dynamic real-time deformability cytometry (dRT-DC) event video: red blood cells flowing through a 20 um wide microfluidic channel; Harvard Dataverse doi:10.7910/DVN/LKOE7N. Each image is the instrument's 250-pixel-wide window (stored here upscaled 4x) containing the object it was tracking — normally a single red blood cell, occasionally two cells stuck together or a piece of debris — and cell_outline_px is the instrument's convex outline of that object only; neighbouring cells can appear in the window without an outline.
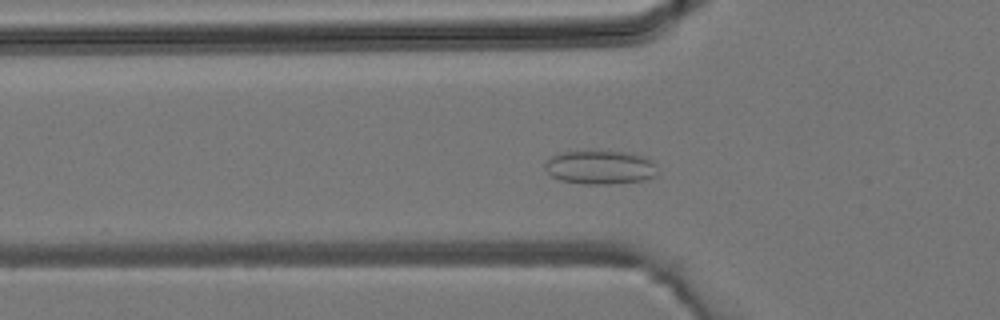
{"species": "common noctule bat (a hibernating species)", "species_latin": "Nyctalus noctula", "temperature_condition": "room temperature", "stored_images_in_passage": 40, "camera_frame_rate_fps": 3000, "um_per_image_px": 0.085, "animal": {"sex": "male", "body_mass_g": 19.2, "forearm_length_mm": 51.8}, "frame": {"image": 1, "passage_image": 12, "time_ms": 3.667, "image_size_px": [1000, 320], "cell_outline_px": [[656, 176], [644, 180], [608, 184], [584, 184], [560, 180], [552, 176], [544, 168], [544, 164], [552, 156], [564, 152], [624, 152], [644, 156], [652, 160], [656, 164]], "centroid_in_image_um": [51.03, 14.24], "position_along_channel_um": 74.8, "area_um2": 21.91}}
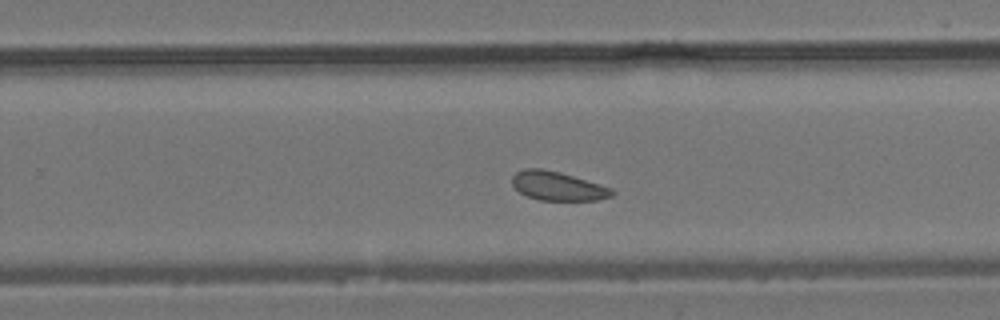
{"frame": {"image": 2, "passage_image": 25, "time_ms": 8.0, "image_size_px": [1000, 320], "cell_outline_px": [[616, 192], [612, 196], [596, 200], [540, 200], [528, 196], [520, 192], [512, 184], [512, 176], [516, 172], [524, 168], [540, 168], [560, 172], [600, 184], [612, 188]], "centroid_in_image_um": [47.41, 15.81], "position_along_channel_um": 282.4, "area_um2": 16.76}}
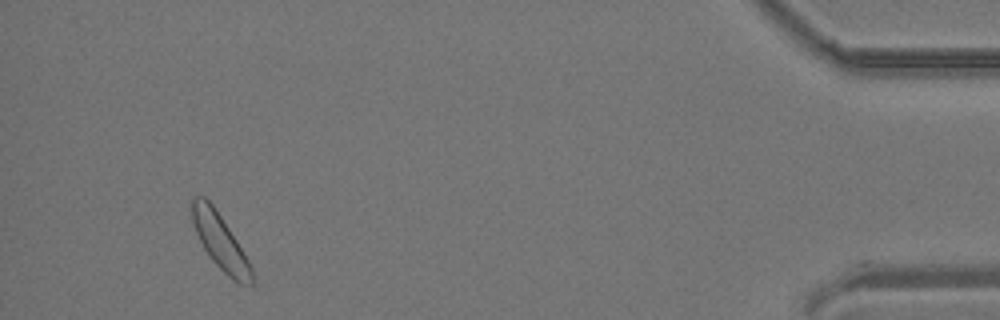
{"frame": {"image": 3, "passage_image": 38, "time_ms": 12.333, "image_size_px": [1000, 320], "cell_outline_px": [[252, 284], [240, 284], [232, 280], [212, 260], [204, 248], [196, 232], [192, 220], [188, 204], [188, 200], [192, 196], [204, 196], [212, 204], [236, 240], [248, 260], [252, 268]], "centroid_in_image_um": [18.65, 20.47], "position_along_channel_um": 416.6, "area_um2": 19.07}}